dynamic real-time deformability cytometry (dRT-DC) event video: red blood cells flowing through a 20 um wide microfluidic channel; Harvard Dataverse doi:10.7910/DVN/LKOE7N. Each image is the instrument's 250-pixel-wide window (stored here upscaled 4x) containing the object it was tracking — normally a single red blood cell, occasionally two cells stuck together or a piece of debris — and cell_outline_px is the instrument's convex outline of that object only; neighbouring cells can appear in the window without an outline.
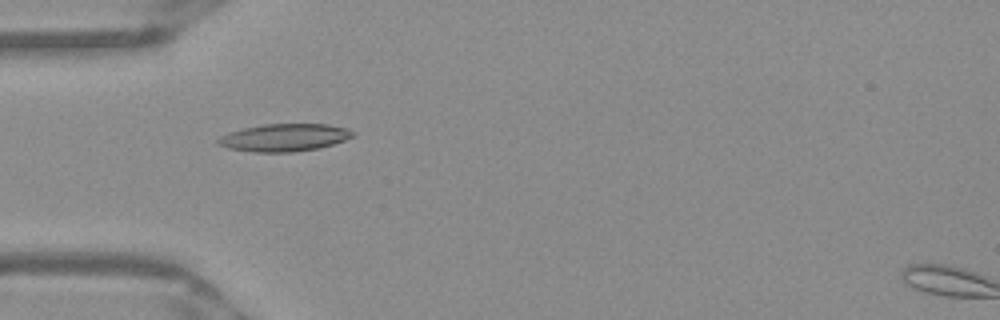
{"species": "Egyptian fruit bat (a non-hibernating species)", "species_latin": "Rousettus aegyptiacus", "temperature_condition": "warm", "stored_images_in_passage": 42, "camera_frame_rate_fps": 3000, "um_per_image_px": 0.085, "frame": {"image": 1, "passage_image": 6, "time_ms": 1.667, "image_size_px": [1000, 320], "cell_outline_px": [[356, 136], [332, 144], [316, 148], [292, 152], [252, 152], [228, 148], [216, 144], [216, 140], [220, 136], [244, 128], [264, 124], [328, 124], [348, 128]], "centroid_in_image_um": [24.16, 11.69], "position_along_channel_um": 60.8, "area_um2": 21.5}}
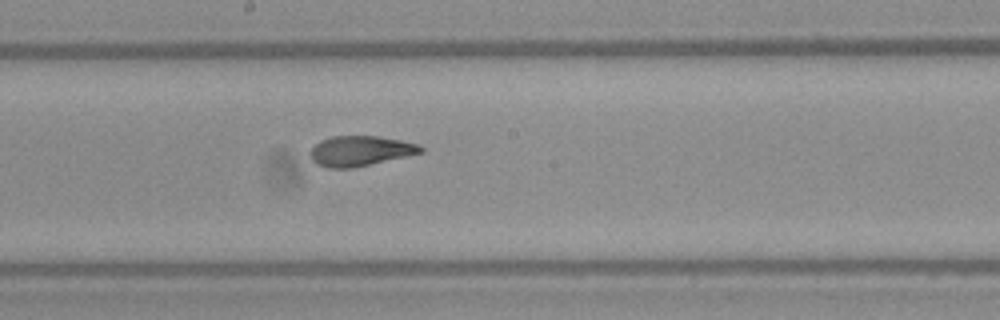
{"frame": {"image": 2, "passage_image": 18, "time_ms": 5.667, "image_size_px": [1000, 320], "cell_outline_px": [[424, 152], [408, 156], [352, 168], [328, 168], [316, 164], [312, 160], [308, 152], [320, 140], [332, 136], [380, 136], [420, 144], [424, 148]], "centroid_in_image_um": [30.63, 12.83], "position_along_channel_um": 217.6, "area_um2": 19.59}}
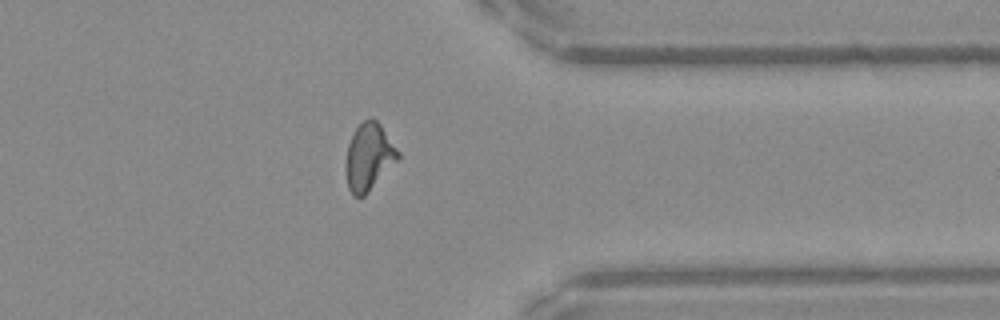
{"frame": {"image": 3, "passage_image": 31, "time_ms": 10.0, "image_size_px": [1000, 320], "cell_outline_px": [[400, 160], [364, 196], [352, 196], [348, 188], [344, 168], [344, 164], [348, 144], [356, 128], [364, 120], [372, 116], [380, 124], [400, 152]], "centroid_in_image_um": [31.36, 13.35], "position_along_channel_um": 380.0, "area_um2": 20.81}, "authors_computed_cell_mechanics": {"area_um2": 19.9121, "velocity_mm_per_s": 3.9455, "shape_relaxation_time_tau1_ms": null, "shape_relaxation_time_tau2_ms": 1.4925, "deformation_change_tau1": null, "deformation_change_tau2": 0.0767}}